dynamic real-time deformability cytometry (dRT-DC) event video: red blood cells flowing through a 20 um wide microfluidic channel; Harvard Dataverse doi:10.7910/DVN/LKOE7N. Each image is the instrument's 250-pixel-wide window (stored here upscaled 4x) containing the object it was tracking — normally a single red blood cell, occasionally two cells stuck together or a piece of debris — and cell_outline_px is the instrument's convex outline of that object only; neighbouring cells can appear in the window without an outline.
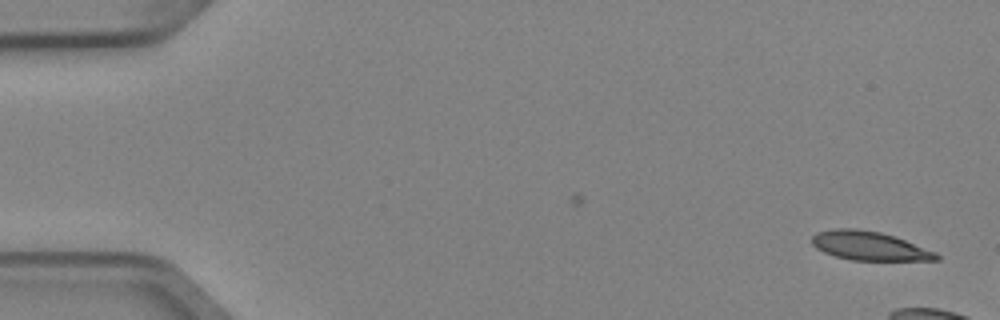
{"species": "Egyptian fruit bat (a non-hibernating species)", "species_latin": "Rousettus aegyptiacus", "temperature_condition": "cold", "stored_images_in_passage": 3, "camera_frame_rate_fps": 3000, "um_per_image_px": 0.085, "animal": {"sex": "female"}, "frame": {"image": 1, "passage_image": 3, "time_ms": 0.667, "image_size_px": [1000, 320], "cell_outline_px": [[940, 260], [852, 260], [836, 256], [824, 252], [816, 248], [812, 244], [812, 236], [816, 232], [836, 228], [856, 228], [880, 232], [904, 240], [936, 252], [940, 256]], "centroid_in_image_um": [73.87, 20.89], "position_along_channel_um": 11.1, "area_um2": 20.75}}